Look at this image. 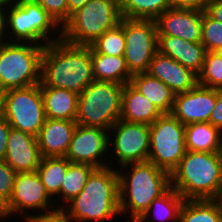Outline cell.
I'll use <instances>...</instances> for the list:
<instances>
[{"label": "cell", "instance_id": "cell-45", "mask_svg": "<svg viewBox=\"0 0 222 222\" xmlns=\"http://www.w3.org/2000/svg\"><path fill=\"white\" fill-rule=\"evenodd\" d=\"M19 0H0V2L11 5L17 3Z\"/></svg>", "mask_w": 222, "mask_h": 222}, {"label": "cell", "instance_id": "cell-39", "mask_svg": "<svg viewBox=\"0 0 222 222\" xmlns=\"http://www.w3.org/2000/svg\"><path fill=\"white\" fill-rule=\"evenodd\" d=\"M209 123L218 129H222V90L217 89V100L211 112Z\"/></svg>", "mask_w": 222, "mask_h": 222}, {"label": "cell", "instance_id": "cell-34", "mask_svg": "<svg viewBox=\"0 0 222 222\" xmlns=\"http://www.w3.org/2000/svg\"><path fill=\"white\" fill-rule=\"evenodd\" d=\"M15 176L16 171L4 160H0V205L3 208L11 197Z\"/></svg>", "mask_w": 222, "mask_h": 222}, {"label": "cell", "instance_id": "cell-30", "mask_svg": "<svg viewBox=\"0 0 222 222\" xmlns=\"http://www.w3.org/2000/svg\"><path fill=\"white\" fill-rule=\"evenodd\" d=\"M171 7L170 0H119L121 16L127 19L156 20Z\"/></svg>", "mask_w": 222, "mask_h": 222}, {"label": "cell", "instance_id": "cell-29", "mask_svg": "<svg viewBox=\"0 0 222 222\" xmlns=\"http://www.w3.org/2000/svg\"><path fill=\"white\" fill-rule=\"evenodd\" d=\"M96 168L89 164L70 163L61 186L57 201L64 202L57 209H63L84 188L88 177ZM61 197V198H60ZM64 204V205H63Z\"/></svg>", "mask_w": 222, "mask_h": 222}, {"label": "cell", "instance_id": "cell-20", "mask_svg": "<svg viewBox=\"0 0 222 222\" xmlns=\"http://www.w3.org/2000/svg\"><path fill=\"white\" fill-rule=\"evenodd\" d=\"M158 51L197 75L202 69L207 52L201 42H189L169 35H158Z\"/></svg>", "mask_w": 222, "mask_h": 222}, {"label": "cell", "instance_id": "cell-5", "mask_svg": "<svg viewBox=\"0 0 222 222\" xmlns=\"http://www.w3.org/2000/svg\"><path fill=\"white\" fill-rule=\"evenodd\" d=\"M121 18L119 0H90L62 26L61 38L71 44L90 46L105 31L116 27Z\"/></svg>", "mask_w": 222, "mask_h": 222}, {"label": "cell", "instance_id": "cell-32", "mask_svg": "<svg viewBox=\"0 0 222 222\" xmlns=\"http://www.w3.org/2000/svg\"><path fill=\"white\" fill-rule=\"evenodd\" d=\"M198 85L222 90V51H207L198 74Z\"/></svg>", "mask_w": 222, "mask_h": 222}, {"label": "cell", "instance_id": "cell-24", "mask_svg": "<svg viewBox=\"0 0 222 222\" xmlns=\"http://www.w3.org/2000/svg\"><path fill=\"white\" fill-rule=\"evenodd\" d=\"M91 61L94 79L97 81L125 85L133 76L128 70L123 56L99 54L91 47Z\"/></svg>", "mask_w": 222, "mask_h": 222}, {"label": "cell", "instance_id": "cell-15", "mask_svg": "<svg viewBox=\"0 0 222 222\" xmlns=\"http://www.w3.org/2000/svg\"><path fill=\"white\" fill-rule=\"evenodd\" d=\"M216 100L217 89L197 85L190 91L175 94L171 114L184 125L209 122Z\"/></svg>", "mask_w": 222, "mask_h": 222}, {"label": "cell", "instance_id": "cell-19", "mask_svg": "<svg viewBox=\"0 0 222 222\" xmlns=\"http://www.w3.org/2000/svg\"><path fill=\"white\" fill-rule=\"evenodd\" d=\"M76 127V121L46 118L37 136L41 156L65 157Z\"/></svg>", "mask_w": 222, "mask_h": 222}, {"label": "cell", "instance_id": "cell-25", "mask_svg": "<svg viewBox=\"0 0 222 222\" xmlns=\"http://www.w3.org/2000/svg\"><path fill=\"white\" fill-rule=\"evenodd\" d=\"M220 129L209 122L185 125V145L187 151L218 152Z\"/></svg>", "mask_w": 222, "mask_h": 222}, {"label": "cell", "instance_id": "cell-27", "mask_svg": "<svg viewBox=\"0 0 222 222\" xmlns=\"http://www.w3.org/2000/svg\"><path fill=\"white\" fill-rule=\"evenodd\" d=\"M70 163L65 157H42L36 171L51 198L59 195Z\"/></svg>", "mask_w": 222, "mask_h": 222}, {"label": "cell", "instance_id": "cell-33", "mask_svg": "<svg viewBox=\"0 0 222 222\" xmlns=\"http://www.w3.org/2000/svg\"><path fill=\"white\" fill-rule=\"evenodd\" d=\"M201 43L206 51H222V23L202 14Z\"/></svg>", "mask_w": 222, "mask_h": 222}, {"label": "cell", "instance_id": "cell-7", "mask_svg": "<svg viewBox=\"0 0 222 222\" xmlns=\"http://www.w3.org/2000/svg\"><path fill=\"white\" fill-rule=\"evenodd\" d=\"M124 85L94 80L79 95L76 123L109 130L121 116Z\"/></svg>", "mask_w": 222, "mask_h": 222}, {"label": "cell", "instance_id": "cell-16", "mask_svg": "<svg viewBox=\"0 0 222 222\" xmlns=\"http://www.w3.org/2000/svg\"><path fill=\"white\" fill-rule=\"evenodd\" d=\"M202 14L200 10L171 7L155 20L157 33L201 42Z\"/></svg>", "mask_w": 222, "mask_h": 222}, {"label": "cell", "instance_id": "cell-12", "mask_svg": "<svg viewBox=\"0 0 222 222\" xmlns=\"http://www.w3.org/2000/svg\"><path fill=\"white\" fill-rule=\"evenodd\" d=\"M108 131V147L111 150L113 147V156L116 155V159L118 161L115 163L120 164L117 166L122 167L130 163L148 161L150 150L149 125L131 123L120 119Z\"/></svg>", "mask_w": 222, "mask_h": 222}, {"label": "cell", "instance_id": "cell-31", "mask_svg": "<svg viewBox=\"0 0 222 222\" xmlns=\"http://www.w3.org/2000/svg\"><path fill=\"white\" fill-rule=\"evenodd\" d=\"M90 46L99 54L111 56H124V18L122 17L120 23L116 27L105 31Z\"/></svg>", "mask_w": 222, "mask_h": 222}, {"label": "cell", "instance_id": "cell-1", "mask_svg": "<svg viewBox=\"0 0 222 222\" xmlns=\"http://www.w3.org/2000/svg\"><path fill=\"white\" fill-rule=\"evenodd\" d=\"M94 80L91 46L62 38L44 46L40 87L66 89L79 96Z\"/></svg>", "mask_w": 222, "mask_h": 222}, {"label": "cell", "instance_id": "cell-23", "mask_svg": "<svg viewBox=\"0 0 222 222\" xmlns=\"http://www.w3.org/2000/svg\"><path fill=\"white\" fill-rule=\"evenodd\" d=\"M45 117L75 121L79 96L70 90L41 87Z\"/></svg>", "mask_w": 222, "mask_h": 222}, {"label": "cell", "instance_id": "cell-3", "mask_svg": "<svg viewBox=\"0 0 222 222\" xmlns=\"http://www.w3.org/2000/svg\"><path fill=\"white\" fill-rule=\"evenodd\" d=\"M73 222L112 221L119 216V175L112 166L96 168L63 209Z\"/></svg>", "mask_w": 222, "mask_h": 222}, {"label": "cell", "instance_id": "cell-36", "mask_svg": "<svg viewBox=\"0 0 222 222\" xmlns=\"http://www.w3.org/2000/svg\"><path fill=\"white\" fill-rule=\"evenodd\" d=\"M32 213L30 217L24 218V222H73L62 209H57L51 213Z\"/></svg>", "mask_w": 222, "mask_h": 222}, {"label": "cell", "instance_id": "cell-37", "mask_svg": "<svg viewBox=\"0 0 222 222\" xmlns=\"http://www.w3.org/2000/svg\"><path fill=\"white\" fill-rule=\"evenodd\" d=\"M172 8L195 9L205 11L210 0H170Z\"/></svg>", "mask_w": 222, "mask_h": 222}, {"label": "cell", "instance_id": "cell-9", "mask_svg": "<svg viewBox=\"0 0 222 222\" xmlns=\"http://www.w3.org/2000/svg\"><path fill=\"white\" fill-rule=\"evenodd\" d=\"M0 113L12 128L37 137L46 119L40 84L1 93Z\"/></svg>", "mask_w": 222, "mask_h": 222}, {"label": "cell", "instance_id": "cell-40", "mask_svg": "<svg viewBox=\"0 0 222 222\" xmlns=\"http://www.w3.org/2000/svg\"><path fill=\"white\" fill-rule=\"evenodd\" d=\"M205 12L216 21L222 23V0H210Z\"/></svg>", "mask_w": 222, "mask_h": 222}, {"label": "cell", "instance_id": "cell-17", "mask_svg": "<svg viewBox=\"0 0 222 222\" xmlns=\"http://www.w3.org/2000/svg\"><path fill=\"white\" fill-rule=\"evenodd\" d=\"M41 159L37 137L11 127L4 161L16 173H24L36 171Z\"/></svg>", "mask_w": 222, "mask_h": 222}, {"label": "cell", "instance_id": "cell-22", "mask_svg": "<svg viewBox=\"0 0 222 222\" xmlns=\"http://www.w3.org/2000/svg\"><path fill=\"white\" fill-rule=\"evenodd\" d=\"M129 84L147 97L162 114H171L175 93L161 80L144 72L133 74Z\"/></svg>", "mask_w": 222, "mask_h": 222}, {"label": "cell", "instance_id": "cell-41", "mask_svg": "<svg viewBox=\"0 0 222 222\" xmlns=\"http://www.w3.org/2000/svg\"><path fill=\"white\" fill-rule=\"evenodd\" d=\"M7 7V8H6ZM6 9V10H5ZM7 9L8 4L0 2V45L6 43L9 39L5 40V35L7 32Z\"/></svg>", "mask_w": 222, "mask_h": 222}, {"label": "cell", "instance_id": "cell-2", "mask_svg": "<svg viewBox=\"0 0 222 222\" xmlns=\"http://www.w3.org/2000/svg\"><path fill=\"white\" fill-rule=\"evenodd\" d=\"M120 168H117L120 215L128 213L131 221L136 222L155 199L171 188L170 173L149 161Z\"/></svg>", "mask_w": 222, "mask_h": 222}, {"label": "cell", "instance_id": "cell-11", "mask_svg": "<svg viewBox=\"0 0 222 222\" xmlns=\"http://www.w3.org/2000/svg\"><path fill=\"white\" fill-rule=\"evenodd\" d=\"M124 58L130 73L148 71L150 62L158 52V33L155 20L124 18Z\"/></svg>", "mask_w": 222, "mask_h": 222}, {"label": "cell", "instance_id": "cell-28", "mask_svg": "<svg viewBox=\"0 0 222 222\" xmlns=\"http://www.w3.org/2000/svg\"><path fill=\"white\" fill-rule=\"evenodd\" d=\"M178 222H222V204L214 200H185Z\"/></svg>", "mask_w": 222, "mask_h": 222}, {"label": "cell", "instance_id": "cell-13", "mask_svg": "<svg viewBox=\"0 0 222 222\" xmlns=\"http://www.w3.org/2000/svg\"><path fill=\"white\" fill-rule=\"evenodd\" d=\"M53 201L40 180L37 171L16 173L11 197L3 209L6 218L11 215L14 218V215L20 213H22L20 214L22 217L26 216L25 218H28L31 216L29 215L30 212L33 210V212H36L35 209L41 213L43 212V214L57 210V208L52 207L54 205ZM29 210L30 212H28Z\"/></svg>", "mask_w": 222, "mask_h": 222}, {"label": "cell", "instance_id": "cell-42", "mask_svg": "<svg viewBox=\"0 0 222 222\" xmlns=\"http://www.w3.org/2000/svg\"><path fill=\"white\" fill-rule=\"evenodd\" d=\"M90 0H67L68 6V20L70 16L76 12L78 9L82 8Z\"/></svg>", "mask_w": 222, "mask_h": 222}, {"label": "cell", "instance_id": "cell-6", "mask_svg": "<svg viewBox=\"0 0 222 222\" xmlns=\"http://www.w3.org/2000/svg\"><path fill=\"white\" fill-rule=\"evenodd\" d=\"M43 45L6 42L0 45V94L41 82Z\"/></svg>", "mask_w": 222, "mask_h": 222}, {"label": "cell", "instance_id": "cell-26", "mask_svg": "<svg viewBox=\"0 0 222 222\" xmlns=\"http://www.w3.org/2000/svg\"><path fill=\"white\" fill-rule=\"evenodd\" d=\"M185 199L172 187L161 197L155 199L150 207L136 222H146L153 213L159 222H178L181 207ZM151 214V215H150ZM165 220V221H164ZM168 220V221H167Z\"/></svg>", "mask_w": 222, "mask_h": 222}, {"label": "cell", "instance_id": "cell-35", "mask_svg": "<svg viewBox=\"0 0 222 222\" xmlns=\"http://www.w3.org/2000/svg\"><path fill=\"white\" fill-rule=\"evenodd\" d=\"M39 3L45 11L55 20L62 28L68 21L67 0H33Z\"/></svg>", "mask_w": 222, "mask_h": 222}, {"label": "cell", "instance_id": "cell-46", "mask_svg": "<svg viewBox=\"0 0 222 222\" xmlns=\"http://www.w3.org/2000/svg\"><path fill=\"white\" fill-rule=\"evenodd\" d=\"M219 200H220V202H221V204H222V192L220 193Z\"/></svg>", "mask_w": 222, "mask_h": 222}, {"label": "cell", "instance_id": "cell-44", "mask_svg": "<svg viewBox=\"0 0 222 222\" xmlns=\"http://www.w3.org/2000/svg\"><path fill=\"white\" fill-rule=\"evenodd\" d=\"M0 219L2 221L7 219L6 216H5V213H4V209L1 205H0Z\"/></svg>", "mask_w": 222, "mask_h": 222}, {"label": "cell", "instance_id": "cell-4", "mask_svg": "<svg viewBox=\"0 0 222 222\" xmlns=\"http://www.w3.org/2000/svg\"><path fill=\"white\" fill-rule=\"evenodd\" d=\"M171 187L185 200L219 199L222 158L218 152L186 151L170 174Z\"/></svg>", "mask_w": 222, "mask_h": 222}, {"label": "cell", "instance_id": "cell-8", "mask_svg": "<svg viewBox=\"0 0 222 222\" xmlns=\"http://www.w3.org/2000/svg\"><path fill=\"white\" fill-rule=\"evenodd\" d=\"M6 23L7 34L13 35L5 37L11 38L8 42L12 40L11 42L46 46L48 43L61 39L60 26L39 3L33 0H19L17 3L8 5ZM58 31L60 34L57 38ZM52 32L55 35L51 34Z\"/></svg>", "mask_w": 222, "mask_h": 222}, {"label": "cell", "instance_id": "cell-38", "mask_svg": "<svg viewBox=\"0 0 222 222\" xmlns=\"http://www.w3.org/2000/svg\"><path fill=\"white\" fill-rule=\"evenodd\" d=\"M11 126L0 113V160L5 159L6 146L8 142V134L10 132Z\"/></svg>", "mask_w": 222, "mask_h": 222}, {"label": "cell", "instance_id": "cell-43", "mask_svg": "<svg viewBox=\"0 0 222 222\" xmlns=\"http://www.w3.org/2000/svg\"><path fill=\"white\" fill-rule=\"evenodd\" d=\"M218 155L222 158V129H220V139H219Z\"/></svg>", "mask_w": 222, "mask_h": 222}, {"label": "cell", "instance_id": "cell-18", "mask_svg": "<svg viewBox=\"0 0 222 222\" xmlns=\"http://www.w3.org/2000/svg\"><path fill=\"white\" fill-rule=\"evenodd\" d=\"M147 73L161 80L175 94L190 91L198 85V75L159 51L150 62Z\"/></svg>", "mask_w": 222, "mask_h": 222}, {"label": "cell", "instance_id": "cell-21", "mask_svg": "<svg viewBox=\"0 0 222 222\" xmlns=\"http://www.w3.org/2000/svg\"><path fill=\"white\" fill-rule=\"evenodd\" d=\"M161 115L162 113L147 97L139 93L129 83L124 85L121 120L151 125Z\"/></svg>", "mask_w": 222, "mask_h": 222}, {"label": "cell", "instance_id": "cell-14", "mask_svg": "<svg viewBox=\"0 0 222 222\" xmlns=\"http://www.w3.org/2000/svg\"><path fill=\"white\" fill-rule=\"evenodd\" d=\"M108 143V130L77 124L65 158L71 163L89 164L95 168L111 166L102 159L107 152L110 155Z\"/></svg>", "mask_w": 222, "mask_h": 222}, {"label": "cell", "instance_id": "cell-10", "mask_svg": "<svg viewBox=\"0 0 222 222\" xmlns=\"http://www.w3.org/2000/svg\"><path fill=\"white\" fill-rule=\"evenodd\" d=\"M149 126L148 161L171 174L187 151L185 125L172 114H162Z\"/></svg>", "mask_w": 222, "mask_h": 222}]
</instances>
